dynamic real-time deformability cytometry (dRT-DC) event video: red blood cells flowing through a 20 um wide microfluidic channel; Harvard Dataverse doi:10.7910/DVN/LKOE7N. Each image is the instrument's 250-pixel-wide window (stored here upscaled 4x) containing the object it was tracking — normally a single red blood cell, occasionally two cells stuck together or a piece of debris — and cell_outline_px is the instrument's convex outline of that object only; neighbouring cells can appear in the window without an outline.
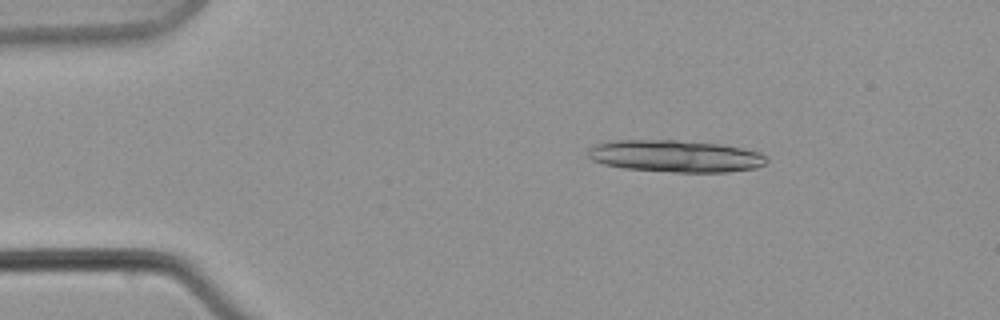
{"species": "common noctule bat (a hibernating species)", "species_latin": "Nyctalus noctula", "temperature_condition": "warm", "stored_images_in_passage": 21, "camera_frame_rate_fps": 3000, "um_per_image_px": 0.085, "animal": {"sex": "male", "body_mass_g": 21.5, "forearm_length_mm": 52.0}, "frame": {"image": 1, "passage_image": 4, "time_ms": 4.0, "image_size_px": [1000, 320], "cell_outline_px": [[768, 160], [764, 164], [756, 168], [728, 172], [672, 172], [624, 168], [604, 164], [592, 160], [588, 156], [588, 148], [596, 144], [616, 140], [676, 140], [720, 144], [744, 148], [760, 152]], "centroid_in_image_um": [57.42, 13.27], "position_along_channel_um": 27.6, "area_um2": 33.35}}